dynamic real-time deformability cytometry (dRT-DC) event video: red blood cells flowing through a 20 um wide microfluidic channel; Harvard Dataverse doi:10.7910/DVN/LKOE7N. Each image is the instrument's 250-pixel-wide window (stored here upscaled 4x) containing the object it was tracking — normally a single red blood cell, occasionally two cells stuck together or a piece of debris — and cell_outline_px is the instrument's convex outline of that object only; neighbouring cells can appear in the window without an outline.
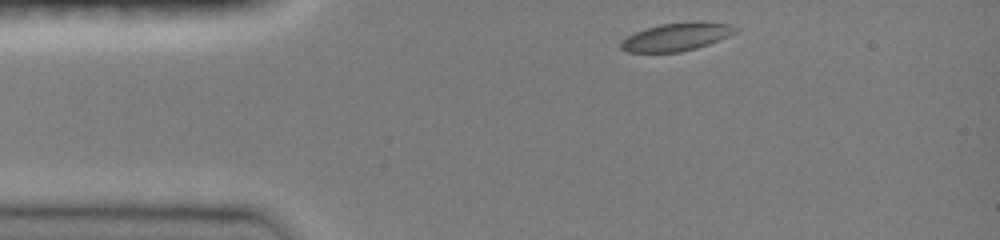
{"species": "common noctule bat (a hibernating species)", "species_latin": "Nyctalus noctula", "temperature_condition": "room temperature", "stored_images_in_passage": 28, "camera_frame_rate_fps": 3000, "um_per_image_px": 0.085, "animal": {"sex": "female", "body_mass_g": 19.0, "forearm_length_mm": 51.5}, "frame": {"image": 1, "passage_image": 1, "time_ms": 0.0, "image_size_px": [1000, 240], "cell_outline_px": [[740, 28], [736, 32], [728, 36], [708, 44], [696, 48], [680, 52], [624, 52], [620, 48], [620, 40], [644, 28], [660, 24], [692, 20], [704, 20], [732, 24]], "centroid_in_image_um": [57.53, 3.1], "position_along_channel_um": 27.5, "area_um2": 19.19}}
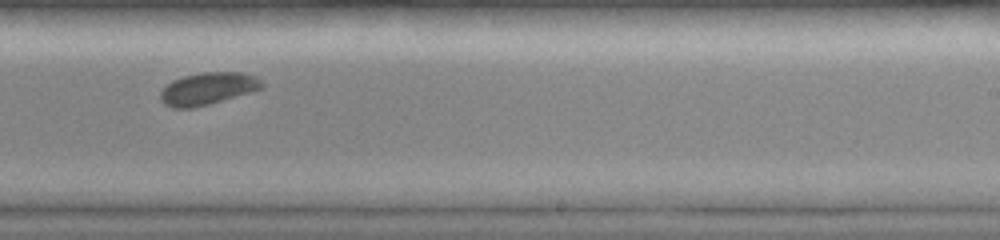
{"frame": {"image": 2, "passage_image": 18, "time_ms": 7.333, "image_size_px": [1000, 240], "cell_outline_px": [[264, 88], [208, 104], [192, 108], [172, 108], [164, 104], [160, 100], [160, 92], [172, 80], [184, 76], [204, 72], [244, 72], [256, 76], [264, 84]], "centroid_in_image_um": [17.67, 7.53], "position_along_channel_um": 271.3, "area_um2": 19.02}}
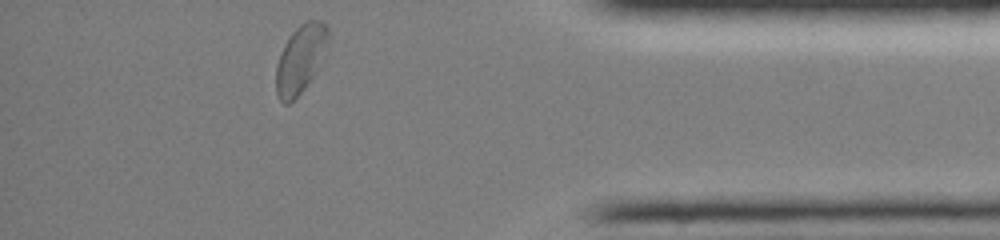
{"frame": {"image": 3, "passage_image": 28, "time_ms": 11.333, "image_size_px": [1000, 240], "cell_outline_px": [[328, 40], [324, 60], [304, 88], [288, 104], [284, 104], [280, 100], [276, 92], [276, 64], [280, 52], [284, 44], [292, 32], [300, 24], [308, 20], [320, 20], [328, 28]], "centroid_in_image_um": [25.54, 4.99], "position_along_channel_um": 409.7, "area_um2": 20.69}, "authors_computed_cell_mechanics": {"area_um2": 19.2185, "velocity_mm_per_s": 3.9494, "shape_relaxation_time_tau1_ms": 1.8507, "shape_relaxation_time_tau2_ms": null, "deformation_change_tau1": 0.076, "deformation_change_tau2": null}}